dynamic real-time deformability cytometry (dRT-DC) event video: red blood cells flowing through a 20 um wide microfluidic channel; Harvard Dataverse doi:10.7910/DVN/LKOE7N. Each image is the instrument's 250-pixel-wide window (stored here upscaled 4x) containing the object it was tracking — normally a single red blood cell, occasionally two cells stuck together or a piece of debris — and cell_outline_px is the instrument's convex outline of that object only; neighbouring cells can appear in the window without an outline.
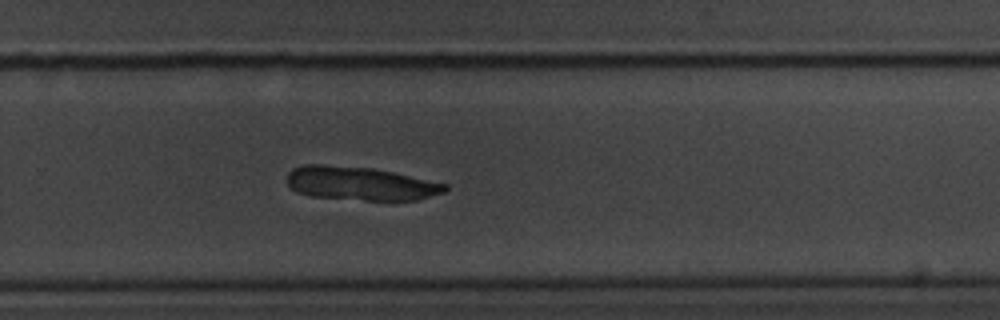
{"species": "common noctule bat (a hibernating species)", "species_latin": "Nyctalus noctula", "temperature_condition": "room temperature", "stored_images_in_passage": 29, "camera_frame_rate_fps": 3000, "um_per_image_px": 0.085, "animal": {"sex": "male", "body_mass_g": 20.1, "forearm_length_mm": 53.5}, "frame": {"image": 1, "passage_image": 18, "time_ms": 5.667, "image_size_px": [1000, 320], "cell_outline_px": [[448, 188], [444, 192], [416, 200], [364, 200], [312, 196], [296, 192], [288, 184], [288, 172], [292, 168], [304, 164], [324, 164], [372, 168], [392, 172], [448, 184]], "centroid_in_image_um": [30.6, 15.59], "position_along_channel_um": 299.2, "area_um2": 30.81}}